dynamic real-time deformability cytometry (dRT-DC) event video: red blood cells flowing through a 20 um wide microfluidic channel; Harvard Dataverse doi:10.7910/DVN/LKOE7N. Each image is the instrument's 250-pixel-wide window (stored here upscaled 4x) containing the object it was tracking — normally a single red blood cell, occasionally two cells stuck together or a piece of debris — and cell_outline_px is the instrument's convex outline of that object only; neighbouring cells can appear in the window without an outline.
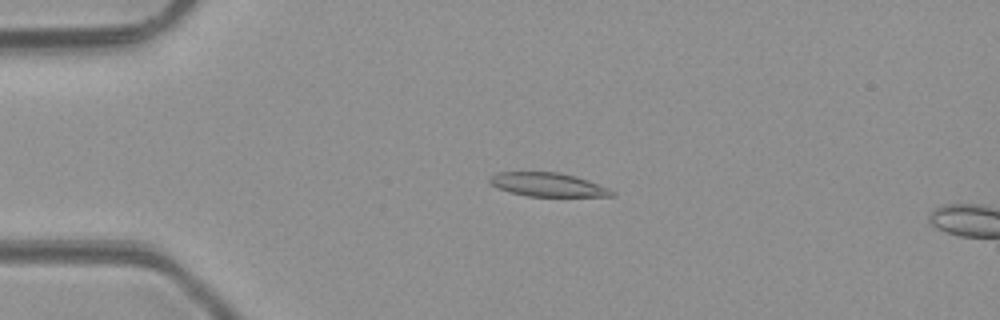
{"species": "common noctule bat (a hibernating species)", "species_latin": "Nyctalus noctula", "temperature_condition": "room temperature", "stored_images_in_passage": 4, "camera_frame_rate_fps": 3000, "um_per_image_px": 0.085, "animal": {"sex": "male", "body_mass_g": 23.1, "forearm_length_mm": 52.7}, "frame": {"image": 1, "passage_image": 3, "time_ms": 2.333, "image_size_px": [1000, 320], "cell_outline_px": [[616, 196], [528, 196], [512, 192], [500, 188], [492, 184], [488, 180], [488, 176], [496, 172], [560, 172], [576, 176], [588, 180], [608, 188], [616, 192]], "centroid_in_image_um": [46.58, 15.68], "position_along_channel_um": 38.4, "area_um2": 16.82}}